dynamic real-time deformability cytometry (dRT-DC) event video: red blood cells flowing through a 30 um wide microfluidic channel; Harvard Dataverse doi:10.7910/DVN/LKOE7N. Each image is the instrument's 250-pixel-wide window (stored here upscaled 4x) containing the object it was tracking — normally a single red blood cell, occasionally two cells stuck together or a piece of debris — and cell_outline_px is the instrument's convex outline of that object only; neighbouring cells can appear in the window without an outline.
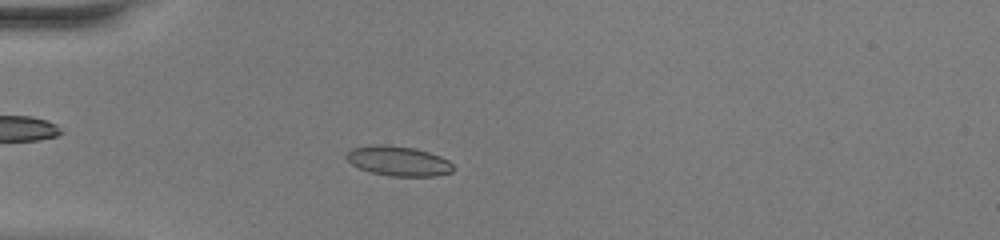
{"species": "common noctule bat (a hibernating species)", "species_latin": "Nyctalus noctula", "temperature_condition": "warm", "stored_images_in_passage": 47, "camera_frame_rate_fps": 3000, "um_per_image_px": 0.085, "animal": {"sex": "female", "body_mass_g": 20.0, "forearm_length_mm": 54.0}, "frame": {"image": 1, "passage_image": 12, "time_ms": 3.667, "image_size_px": [1000, 240], "cell_outline_px": [[456, 168], [452, 172], [436, 176], [392, 176], [372, 172], [360, 168], [352, 164], [344, 156], [352, 148], [372, 144], [388, 144], [416, 148], [440, 156], [448, 160]], "centroid_in_image_um": [33.88, 13.67], "position_along_channel_um": 51.1, "area_um2": 18.67}}
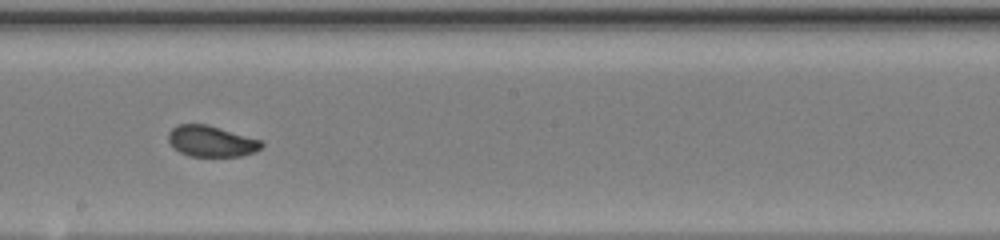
{"frame": {"image": 2, "passage_image": 26, "time_ms": 8.333, "image_size_px": [1000, 240], "cell_outline_px": [[264, 144], [256, 152], [240, 156], [188, 156], [172, 148], [168, 140], [168, 132], [176, 124], [208, 124], [260, 140]], "centroid_in_image_um": [17.92, 12.0], "position_along_channel_um": 230.3, "area_um2": 16.94}}
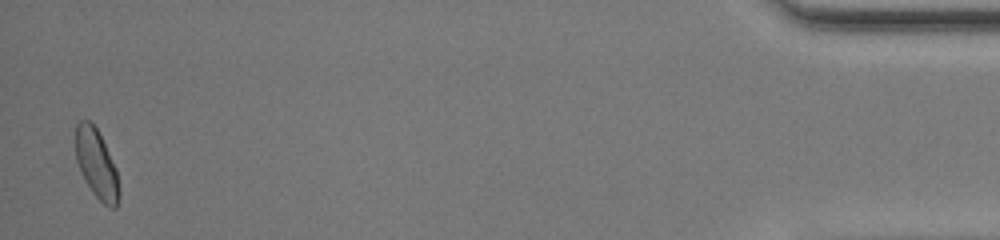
{"frame": {"image": 3, "passage_image": 46, "time_ms": 15.0, "image_size_px": [1000, 240], "cell_outline_px": [[120, 196], [116, 208], [112, 208], [104, 204], [92, 192], [84, 180], [80, 172], [76, 160], [76, 124], [80, 120], [88, 120], [96, 128], [116, 168], [120, 192]], "centroid_in_image_um": [8.2, 13.97], "position_along_channel_um": 427.0, "area_um2": 17.34}, "authors_computed_cell_mechanics": {"area_um2": 17.4556, "velocity_mm_per_s": 4.2102, "shape_relaxation_time_tau1_ms": 4.8858, "shape_relaxation_time_tau2_ms": 0.5982, "deformation_change_tau1": 0.1445, "deformation_change_tau2": 0.0516}}